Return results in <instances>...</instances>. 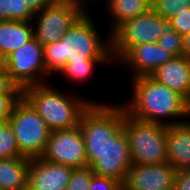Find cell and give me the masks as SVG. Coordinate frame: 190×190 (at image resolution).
<instances>
[{
  "mask_svg": "<svg viewBox=\"0 0 190 190\" xmlns=\"http://www.w3.org/2000/svg\"><path fill=\"white\" fill-rule=\"evenodd\" d=\"M53 2L73 3L83 8V0H52Z\"/></svg>",
  "mask_w": 190,
  "mask_h": 190,
  "instance_id": "35",
  "label": "cell"
},
{
  "mask_svg": "<svg viewBox=\"0 0 190 190\" xmlns=\"http://www.w3.org/2000/svg\"><path fill=\"white\" fill-rule=\"evenodd\" d=\"M0 65H3V61L1 60V58H0Z\"/></svg>",
  "mask_w": 190,
  "mask_h": 190,
  "instance_id": "38",
  "label": "cell"
},
{
  "mask_svg": "<svg viewBox=\"0 0 190 190\" xmlns=\"http://www.w3.org/2000/svg\"><path fill=\"white\" fill-rule=\"evenodd\" d=\"M113 58H82V60H69L59 74H63L75 83L86 82L94 74L95 66L112 65Z\"/></svg>",
  "mask_w": 190,
  "mask_h": 190,
  "instance_id": "20",
  "label": "cell"
},
{
  "mask_svg": "<svg viewBox=\"0 0 190 190\" xmlns=\"http://www.w3.org/2000/svg\"><path fill=\"white\" fill-rule=\"evenodd\" d=\"M105 2L104 4H106L109 0H83V9L86 11V12H89V10L91 9H88V6H90L91 4H94L95 2ZM87 7V8H86Z\"/></svg>",
  "mask_w": 190,
  "mask_h": 190,
  "instance_id": "34",
  "label": "cell"
},
{
  "mask_svg": "<svg viewBox=\"0 0 190 190\" xmlns=\"http://www.w3.org/2000/svg\"><path fill=\"white\" fill-rule=\"evenodd\" d=\"M0 95H23V91L11 82L3 65H0Z\"/></svg>",
  "mask_w": 190,
  "mask_h": 190,
  "instance_id": "29",
  "label": "cell"
},
{
  "mask_svg": "<svg viewBox=\"0 0 190 190\" xmlns=\"http://www.w3.org/2000/svg\"><path fill=\"white\" fill-rule=\"evenodd\" d=\"M99 101L82 114L79 126L86 148L87 164L91 166L104 153L106 145L122 129L124 106Z\"/></svg>",
  "mask_w": 190,
  "mask_h": 190,
  "instance_id": "4",
  "label": "cell"
},
{
  "mask_svg": "<svg viewBox=\"0 0 190 190\" xmlns=\"http://www.w3.org/2000/svg\"><path fill=\"white\" fill-rule=\"evenodd\" d=\"M40 157L73 169L87 167L86 148L80 126L51 131Z\"/></svg>",
  "mask_w": 190,
  "mask_h": 190,
  "instance_id": "10",
  "label": "cell"
},
{
  "mask_svg": "<svg viewBox=\"0 0 190 190\" xmlns=\"http://www.w3.org/2000/svg\"><path fill=\"white\" fill-rule=\"evenodd\" d=\"M190 8V0H151V9L165 20H171L177 11Z\"/></svg>",
  "mask_w": 190,
  "mask_h": 190,
  "instance_id": "22",
  "label": "cell"
},
{
  "mask_svg": "<svg viewBox=\"0 0 190 190\" xmlns=\"http://www.w3.org/2000/svg\"><path fill=\"white\" fill-rule=\"evenodd\" d=\"M174 32L170 20L152 9L124 21L111 33V53L116 63L131 47L157 42L163 33Z\"/></svg>",
  "mask_w": 190,
  "mask_h": 190,
  "instance_id": "6",
  "label": "cell"
},
{
  "mask_svg": "<svg viewBox=\"0 0 190 190\" xmlns=\"http://www.w3.org/2000/svg\"><path fill=\"white\" fill-rule=\"evenodd\" d=\"M123 130L132 164L168 163L167 126L134 118L124 108Z\"/></svg>",
  "mask_w": 190,
  "mask_h": 190,
  "instance_id": "5",
  "label": "cell"
},
{
  "mask_svg": "<svg viewBox=\"0 0 190 190\" xmlns=\"http://www.w3.org/2000/svg\"><path fill=\"white\" fill-rule=\"evenodd\" d=\"M132 165L127 137L122 129L104 148V153L90 167L94 174L110 177L122 184Z\"/></svg>",
  "mask_w": 190,
  "mask_h": 190,
  "instance_id": "11",
  "label": "cell"
},
{
  "mask_svg": "<svg viewBox=\"0 0 190 190\" xmlns=\"http://www.w3.org/2000/svg\"><path fill=\"white\" fill-rule=\"evenodd\" d=\"M109 15L111 34L124 21L133 19L151 10V0H109L104 6Z\"/></svg>",
  "mask_w": 190,
  "mask_h": 190,
  "instance_id": "19",
  "label": "cell"
},
{
  "mask_svg": "<svg viewBox=\"0 0 190 190\" xmlns=\"http://www.w3.org/2000/svg\"><path fill=\"white\" fill-rule=\"evenodd\" d=\"M174 57L172 53L154 42L131 47L116 64L128 67L129 75L131 74V79H133L150 75L159 66Z\"/></svg>",
  "mask_w": 190,
  "mask_h": 190,
  "instance_id": "13",
  "label": "cell"
},
{
  "mask_svg": "<svg viewBox=\"0 0 190 190\" xmlns=\"http://www.w3.org/2000/svg\"><path fill=\"white\" fill-rule=\"evenodd\" d=\"M174 31L184 36L190 32V8L177 11V14L170 20Z\"/></svg>",
  "mask_w": 190,
  "mask_h": 190,
  "instance_id": "26",
  "label": "cell"
},
{
  "mask_svg": "<svg viewBox=\"0 0 190 190\" xmlns=\"http://www.w3.org/2000/svg\"><path fill=\"white\" fill-rule=\"evenodd\" d=\"M173 190H190V168L176 172Z\"/></svg>",
  "mask_w": 190,
  "mask_h": 190,
  "instance_id": "30",
  "label": "cell"
},
{
  "mask_svg": "<svg viewBox=\"0 0 190 190\" xmlns=\"http://www.w3.org/2000/svg\"><path fill=\"white\" fill-rule=\"evenodd\" d=\"M23 95H0V121H8L16 103Z\"/></svg>",
  "mask_w": 190,
  "mask_h": 190,
  "instance_id": "28",
  "label": "cell"
},
{
  "mask_svg": "<svg viewBox=\"0 0 190 190\" xmlns=\"http://www.w3.org/2000/svg\"><path fill=\"white\" fill-rule=\"evenodd\" d=\"M34 38L31 22L0 21V58L3 61L11 52Z\"/></svg>",
  "mask_w": 190,
  "mask_h": 190,
  "instance_id": "17",
  "label": "cell"
},
{
  "mask_svg": "<svg viewBox=\"0 0 190 190\" xmlns=\"http://www.w3.org/2000/svg\"><path fill=\"white\" fill-rule=\"evenodd\" d=\"M8 122L13 128L20 153L27 158L40 157L51 130L23 96L14 106Z\"/></svg>",
  "mask_w": 190,
  "mask_h": 190,
  "instance_id": "7",
  "label": "cell"
},
{
  "mask_svg": "<svg viewBox=\"0 0 190 190\" xmlns=\"http://www.w3.org/2000/svg\"><path fill=\"white\" fill-rule=\"evenodd\" d=\"M26 0H10V20L31 22L34 13L29 9Z\"/></svg>",
  "mask_w": 190,
  "mask_h": 190,
  "instance_id": "25",
  "label": "cell"
},
{
  "mask_svg": "<svg viewBox=\"0 0 190 190\" xmlns=\"http://www.w3.org/2000/svg\"><path fill=\"white\" fill-rule=\"evenodd\" d=\"M95 23L90 11L85 12L61 40L43 46V61L49 75L60 73L69 60L113 58L111 34L102 37Z\"/></svg>",
  "mask_w": 190,
  "mask_h": 190,
  "instance_id": "2",
  "label": "cell"
},
{
  "mask_svg": "<svg viewBox=\"0 0 190 190\" xmlns=\"http://www.w3.org/2000/svg\"><path fill=\"white\" fill-rule=\"evenodd\" d=\"M168 163L177 171L190 168V121L167 126Z\"/></svg>",
  "mask_w": 190,
  "mask_h": 190,
  "instance_id": "16",
  "label": "cell"
},
{
  "mask_svg": "<svg viewBox=\"0 0 190 190\" xmlns=\"http://www.w3.org/2000/svg\"><path fill=\"white\" fill-rule=\"evenodd\" d=\"M94 172L90 166L73 169L66 190H89Z\"/></svg>",
  "mask_w": 190,
  "mask_h": 190,
  "instance_id": "23",
  "label": "cell"
},
{
  "mask_svg": "<svg viewBox=\"0 0 190 190\" xmlns=\"http://www.w3.org/2000/svg\"><path fill=\"white\" fill-rule=\"evenodd\" d=\"M157 44L169 51L175 57L183 55V36L176 31L172 33H163Z\"/></svg>",
  "mask_w": 190,
  "mask_h": 190,
  "instance_id": "24",
  "label": "cell"
},
{
  "mask_svg": "<svg viewBox=\"0 0 190 190\" xmlns=\"http://www.w3.org/2000/svg\"><path fill=\"white\" fill-rule=\"evenodd\" d=\"M24 157L16 142L13 128L8 121H0V159Z\"/></svg>",
  "mask_w": 190,
  "mask_h": 190,
  "instance_id": "21",
  "label": "cell"
},
{
  "mask_svg": "<svg viewBox=\"0 0 190 190\" xmlns=\"http://www.w3.org/2000/svg\"><path fill=\"white\" fill-rule=\"evenodd\" d=\"M121 187L122 183L114 178L94 174L89 190H119Z\"/></svg>",
  "mask_w": 190,
  "mask_h": 190,
  "instance_id": "27",
  "label": "cell"
},
{
  "mask_svg": "<svg viewBox=\"0 0 190 190\" xmlns=\"http://www.w3.org/2000/svg\"><path fill=\"white\" fill-rule=\"evenodd\" d=\"M130 80L132 96L121 104L132 117L164 126L190 119L187 100L179 93L154 80L150 75Z\"/></svg>",
  "mask_w": 190,
  "mask_h": 190,
  "instance_id": "1",
  "label": "cell"
},
{
  "mask_svg": "<svg viewBox=\"0 0 190 190\" xmlns=\"http://www.w3.org/2000/svg\"><path fill=\"white\" fill-rule=\"evenodd\" d=\"M29 9L34 13L37 14L41 9L45 6L50 5L53 1L52 0H26Z\"/></svg>",
  "mask_w": 190,
  "mask_h": 190,
  "instance_id": "31",
  "label": "cell"
},
{
  "mask_svg": "<svg viewBox=\"0 0 190 190\" xmlns=\"http://www.w3.org/2000/svg\"><path fill=\"white\" fill-rule=\"evenodd\" d=\"M187 104H188V107H189V110H190V98H189V100L187 101Z\"/></svg>",
  "mask_w": 190,
  "mask_h": 190,
  "instance_id": "36",
  "label": "cell"
},
{
  "mask_svg": "<svg viewBox=\"0 0 190 190\" xmlns=\"http://www.w3.org/2000/svg\"><path fill=\"white\" fill-rule=\"evenodd\" d=\"M183 56L190 58V32L183 36Z\"/></svg>",
  "mask_w": 190,
  "mask_h": 190,
  "instance_id": "33",
  "label": "cell"
},
{
  "mask_svg": "<svg viewBox=\"0 0 190 190\" xmlns=\"http://www.w3.org/2000/svg\"><path fill=\"white\" fill-rule=\"evenodd\" d=\"M119 190H127V189L122 186Z\"/></svg>",
  "mask_w": 190,
  "mask_h": 190,
  "instance_id": "37",
  "label": "cell"
},
{
  "mask_svg": "<svg viewBox=\"0 0 190 190\" xmlns=\"http://www.w3.org/2000/svg\"><path fill=\"white\" fill-rule=\"evenodd\" d=\"M73 168L43 160L30 158L27 190H66Z\"/></svg>",
  "mask_w": 190,
  "mask_h": 190,
  "instance_id": "14",
  "label": "cell"
},
{
  "mask_svg": "<svg viewBox=\"0 0 190 190\" xmlns=\"http://www.w3.org/2000/svg\"><path fill=\"white\" fill-rule=\"evenodd\" d=\"M85 12L73 3L52 2L35 14L31 21L34 38L43 46L61 40Z\"/></svg>",
  "mask_w": 190,
  "mask_h": 190,
  "instance_id": "9",
  "label": "cell"
},
{
  "mask_svg": "<svg viewBox=\"0 0 190 190\" xmlns=\"http://www.w3.org/2000/svg\"><path fill=\"white\" fill-rule=\"evenodd\" d=\"M50 84L33 85L23 90V97L42 117L51 131L79 126L82 114L96 100L79 94H67ZM79 95V96H78Z\"/></svg>",
  "mask_w": 190,
  "mask_h": 190,
  "instance_id": "3",
  "label": "cell"
},
{
  "mask_svg": "<svg viewBox=\"0 0 190 190\" xmlns=\"http://www.w3.org/2000/svg\"><path fill=\"white\" fill-rule=\"evenodd\" d=\"M0 18L10 20V0H0Z\"/></svg>",
  "mask_w": 190,
  "mask_h": 190,
  "instance_id": "32",
  "label": "cell"
},
{
  "mask_svg": "<svg viewBox=\"0 0 190 190\" xmlns=\"http://www.w3.org/2000/svg\"><path fill=\"white\" fill-rule=\"evenodd\" d=\"M3 67L11 82L22 91L49 81L50 75L43 61V45L35 38L11 52L3 60Z\"/></svg>",
  "mask_w": 190,
  "mask_h": 190,
  "instance_id": "8",
  "label": "cell"
},
{
  "mask_svg": "<svg viewBox=\"0 0 190 190\" xmlns=\"http://www.w3.org/2000/svg\"><path fill=\"white\" fill-rule=\"evenodd\" d=\"M177 170L170 164H132L125 182L127 190H173Z\"/></svg>",
  "mask_w": 190,
  "mask_h": 190,
  "instance_id": "12",
  "label": "cell"
},
{
  "mask_svg": "<svg viewBox=\"0 0 190 190\" xmlns=\"http://www.w3.org/2000/svg\"><path fill=\"white\" fill-rule=\"evenodd\" d=\"M30 158L0 159V189L27 190Z\"/></svg>",
  "mask_w": 190,
  "mask_h": 190,
  "instance_id": "18",
  "label": "cell"
},
{
  "mask_svg": "<svg viewBox=\"0 0 190 190\" xmlns=\"http://www.w3.org/2000/svg\"><path fill=\"white\" fill-rule=\"evenodd\" d=\"M150 76L179 93L187 101L190 98V58L177 56L159 66Z\"/></svg>",
  "mask_w": 190,
  "mask_h": 190,
  "instance_id": "15",
  "label": "cell"
}]
</instances>
